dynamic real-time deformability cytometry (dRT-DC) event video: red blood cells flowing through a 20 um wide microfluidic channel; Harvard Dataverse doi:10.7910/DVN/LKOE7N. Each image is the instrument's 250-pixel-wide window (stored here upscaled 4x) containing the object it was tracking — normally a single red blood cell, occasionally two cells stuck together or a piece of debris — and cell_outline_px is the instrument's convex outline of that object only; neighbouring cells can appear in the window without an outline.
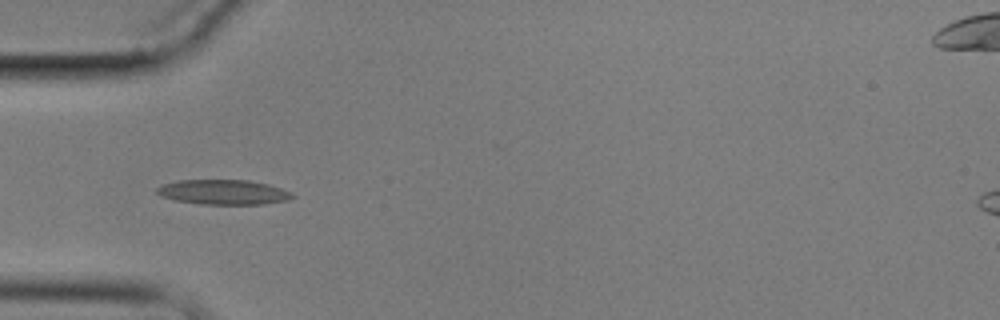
{"species": "common noctule bat (a hibernating species)", "species_latin": "Nyctalus noctula", "temperature_condition": "cold", "stored_images_in_passage": 5, "camera_frame_rate_fps": 3000, "um_per_image_px": 0.085, "animal": {"sex": "male", "body_mass_g": 17.9}, "frame": {"image": 1, "passage_image": 5, "time_ms": 4.667, "image_size_px": [1000, 320], "cell_outline_px": [[296, 196], [288, 200], [264, 204], [200, 204], [176, 200], [160, 196], [156, 192], [156, 188], [164, 184], [180, 180], [248, 180], [268, 184], [292, 192]], "centroid_in_image_um": [19.01, 16.33], "position_along_channel_um": 66.0, "area_um2": 19.59}}